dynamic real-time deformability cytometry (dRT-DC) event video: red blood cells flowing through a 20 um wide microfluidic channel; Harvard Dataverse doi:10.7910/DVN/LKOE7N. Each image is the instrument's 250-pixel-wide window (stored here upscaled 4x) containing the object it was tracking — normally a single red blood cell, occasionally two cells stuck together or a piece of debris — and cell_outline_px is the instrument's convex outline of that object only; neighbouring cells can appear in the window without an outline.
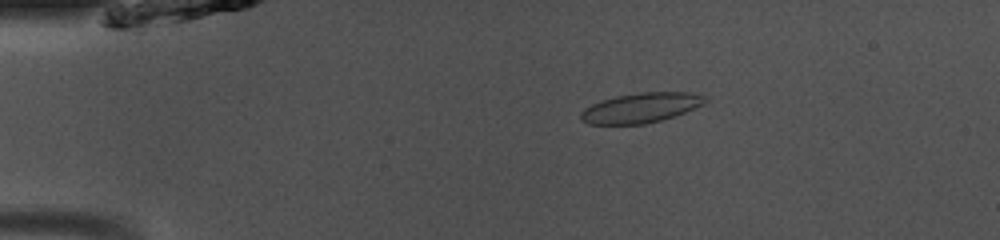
{"species": "common noctule bat (a hibernating species)", "species_latin": "Nyctalus noctula", "temperature_condition": "room temperature", "stored_images_in_passage": 46, "camera_frame_rate_fps": 3000, "um_per_image_px": 0.085, "animal": {"sex": "male", "body_mass_g": 13.0, "forearm_length_mm": 53.1}, "frame": {"image": 1, "passage_image": 7, "time_ms": 2.0, "image_size_px": [1000, 240], "cell_outline_px": [[708, 100], [704, 104], [684, 112], [660, 120], [644, 124], [588, 124], [580, 120], [580, 112], [584, 108], [592, 104], [616, 96], [640, 92], [688, 92], [708, 96]], "centroid_in_image_um": [54.47, 9.16], "position_along_channel_um": 30.5, "area_um2": 21.56}}
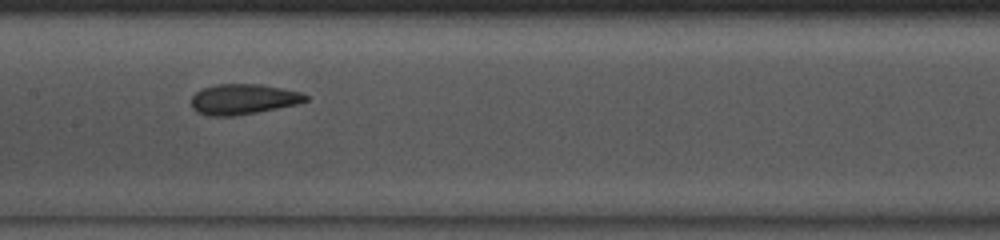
{"frame": {"image": 2, "passage_image": 22, "time_ms": 7.0, "image_size_px": [1000, 240], "cell_outline_px": [[308, 100], [296, 104], [236, 116], [208, 116], [196, 112], [192, 108], [192, 96], [196, 92], [204, 88], [216, 84], [260, 84], [300, 92], [308, 96]], "centroid_in_image_um": [20.64, 8.44], "position_along_channel_um": 186.8, "area_um2": 20.11}}
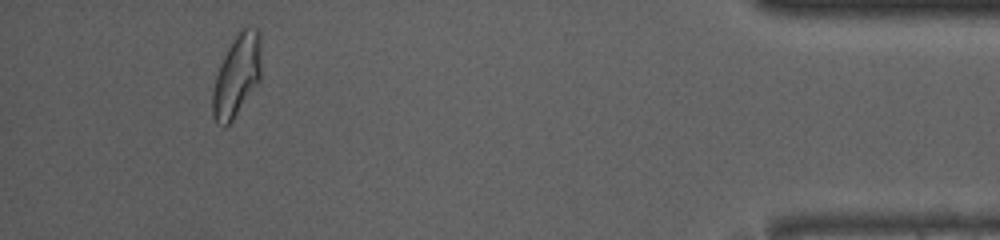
{"frame": {"image": 3, "passage_image": 43, "time_ms": 14.0, "image_size_px": [1000, 240], "cell_outline_px": [[260, 80], [232, 120], [228, 124], [216, 124], [212, 116], [212, 92], [216, 76], [220, 64], [232, 40], [244, 28], [256, 28], [260, 32]], "centroid_in_image_um": [20.12, 6.44], "position_along_channel_um": 415.1, "area_um2": 22.77}, "authors_computed_cell_mechanics": {"area_um2": 21.0681, "velocity_mm_per_s": 4.1037, "shape_relaxation_time_tau1_ms": 3.6564, "shape_relaxation_time_tau2_ms": 0.7265, "deformation_change_tau1": 0.119, "deformation_change_tau2": 0.0546}}